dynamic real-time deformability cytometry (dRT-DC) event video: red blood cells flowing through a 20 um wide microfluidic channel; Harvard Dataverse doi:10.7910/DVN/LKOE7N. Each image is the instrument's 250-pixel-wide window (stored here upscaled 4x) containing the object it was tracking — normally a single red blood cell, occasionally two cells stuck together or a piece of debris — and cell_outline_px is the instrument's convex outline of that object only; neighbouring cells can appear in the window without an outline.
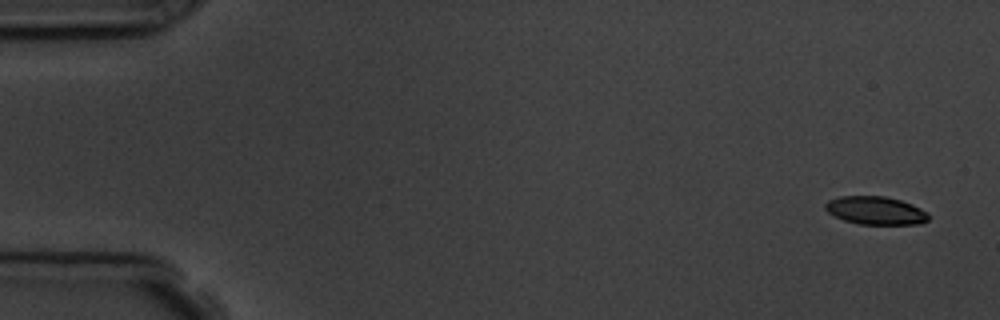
{"species": "common noctule bat (a hibernating species)", "species_latin": "Nyctalus noctula", "temperature_condition": "room temperature", "stored_images_in_passage": 4, "camera_frame_rate_fps": 3000, "um_per_image_px": 0.085, "animal": {"sex": "male", "body_mass_g": 19.5, "forearm_length_mm": 54.6}, "frame": {"image": 1, "passage_image": 1, "time_ms": 0.0, "image_size_px": [1000, 320], "cell_outline_px": [[928, 220], [920, 224], [860, 224], [844, 220], [828, 212], [824, 208], [824, 204], [828, 200], [840, 196], [884, 196], [900, 200], [912, 204], [928, 212]], "centroid_in_image_um": [74.42, 17.89], "position_along_channel_um": 10.6, "area_um2": 16.88}}